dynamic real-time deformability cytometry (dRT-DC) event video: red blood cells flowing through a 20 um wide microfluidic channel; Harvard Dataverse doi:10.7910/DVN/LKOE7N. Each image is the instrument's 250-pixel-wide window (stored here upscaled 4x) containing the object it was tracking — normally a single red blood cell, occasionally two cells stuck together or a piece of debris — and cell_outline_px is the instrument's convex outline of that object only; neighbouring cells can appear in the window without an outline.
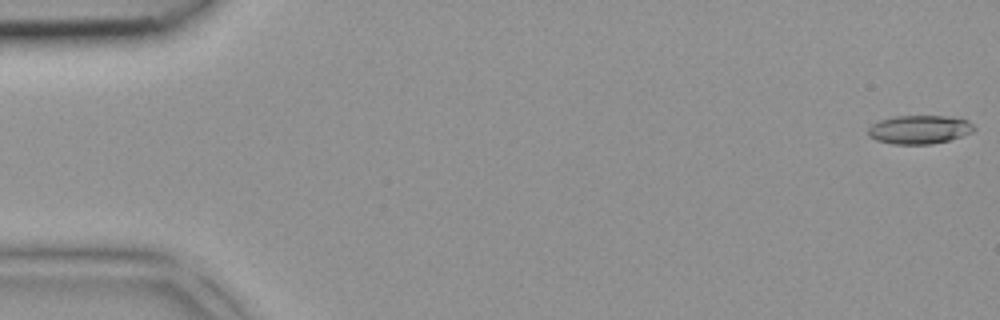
{"species": "common noctule bat (a hibernating species)", "species_latin": "Nyctalus noctula", "temperature_condition": "room temperature", "stored_images_in_passage": 5, "camera_frame_rate_fps": 3000, "um_per_image_px": 0.085, "animal": {"sex": "female", "body_mass_g": 18.4}, "frame": {"image": 1, "passage_image": 1, "time_ms": 0.0, "image_size_px": [1000, 320], "cell_outline_px": [[976, 128], [972, 132], [948, 140], [932, 144], [892, 144], [876, 140], [868, 136], [868, 128], [872, 124], [880, 120], [896, 116], [944, 116], [968, 120]], "centroid_in_image_um": [78.12, 11.01], "position_along_channel_um": 6.9, "area_um2": 17.57}}
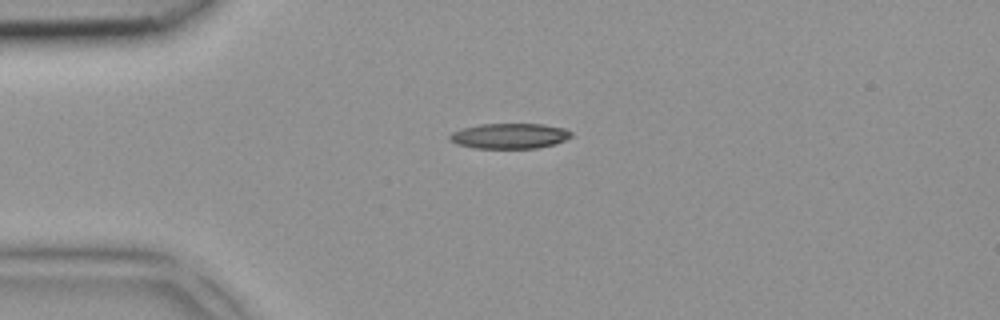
{"frame": {"image": 2, "passage_image": 4, "time_ms": 1.0, "image_size_px": [1000, 320], "cell_outline_px": [[572, 136], [556, 144], [536, 148], [476, 148], [456, 144], [448, 140], [448, 136], [452, 132], [464, 128], [480, 124], [540, 124], [564, 128], [572, 132]], "centroid_in_image_um": [43.3, 11.56], "position_along_channel_um": 41.7, "area_um2": 17.92}}